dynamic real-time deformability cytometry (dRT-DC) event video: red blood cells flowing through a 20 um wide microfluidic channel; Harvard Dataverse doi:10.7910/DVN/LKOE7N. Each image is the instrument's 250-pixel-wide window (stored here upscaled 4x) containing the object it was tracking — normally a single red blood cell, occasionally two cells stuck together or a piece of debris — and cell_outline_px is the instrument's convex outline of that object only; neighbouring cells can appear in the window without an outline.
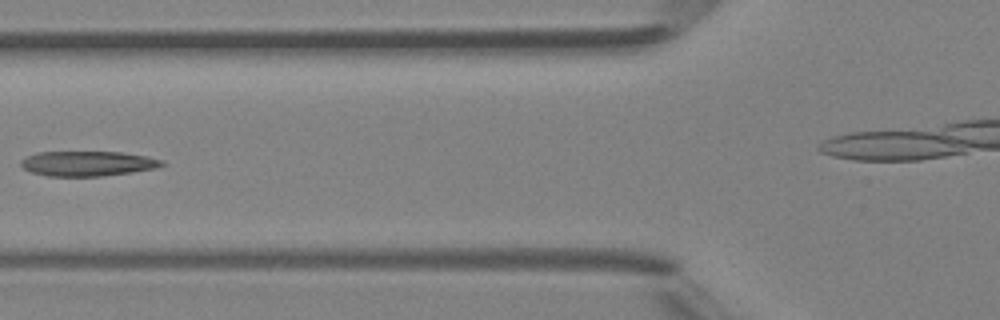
{"species": "Egyptian fruit bat (a non-hibernating species)", "species_latin": "Rousettus aegyptiacus", "temperature_condition": "room temperature", "stored_images_in_passage": 7, "segment_of_instrument_passage": [1, 2], "camera_frame_rate_fps": 3000, "um_per_image_px": 0.085, "animal": {"sex": "female"}, "frame": {"image": 1, "passage_image": 6, "time_ms": 5.667, "image_size_px": [1000, 320], "cell_outline_px": [[164, 164], [156, 168], [132, 172], [104, 176], [48, 176], [32, 172], [24, 168], [20, 164], [20, 160], [36, 152], [120, 152], [144, 156], [164, 160]], "centroid_in_image_um": [7.44, 13.9], "position_along_channel_um": 118.4, "area_um2": 20.4}}